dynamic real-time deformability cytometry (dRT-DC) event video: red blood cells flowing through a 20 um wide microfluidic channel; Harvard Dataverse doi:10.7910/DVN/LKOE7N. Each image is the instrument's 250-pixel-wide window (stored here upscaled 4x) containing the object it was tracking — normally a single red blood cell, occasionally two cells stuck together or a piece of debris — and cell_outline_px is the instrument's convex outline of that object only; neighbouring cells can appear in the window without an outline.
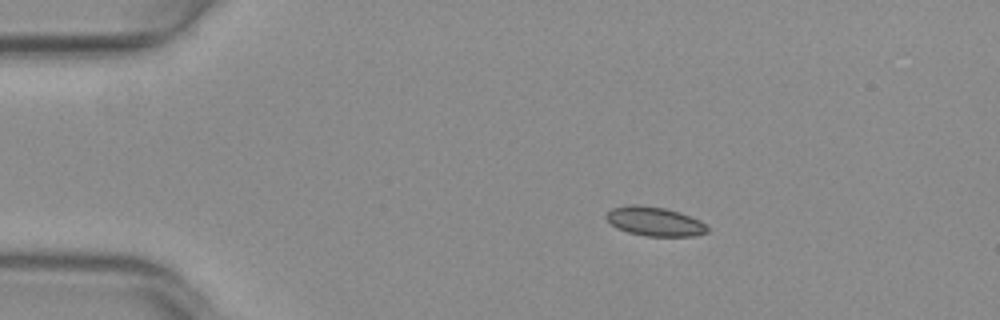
{"species": "common noctule bat (a hibernating species)", "species_latin": "Nyctalus noctula", "temperature_condition": "warm", "stored_images_in_passage": 6, "camera_frame_rate_fps": 3000, "um_per_image_px": 0.085, "animal": {"sex": "female", "body_mass_g": 29.2, "forearm_length_mm": 56.3}, "frame": {"image": 1, "passage_image": 1, "time_ms": 0.0, "image_size_px": [1000, 320], "cell_outline_px": [[708, 232], [692, 236], [644, 236], [628, 232], [616, 228], [604, 216], [612, 208], [628, 204], [640, 204], [664, 208], [680, 212], [700, 220], [708, 228]], "centroid_in_image_um": [55.62, 18.81], "position_along_channel_um": 29.4, "area_um2": 17.22}}